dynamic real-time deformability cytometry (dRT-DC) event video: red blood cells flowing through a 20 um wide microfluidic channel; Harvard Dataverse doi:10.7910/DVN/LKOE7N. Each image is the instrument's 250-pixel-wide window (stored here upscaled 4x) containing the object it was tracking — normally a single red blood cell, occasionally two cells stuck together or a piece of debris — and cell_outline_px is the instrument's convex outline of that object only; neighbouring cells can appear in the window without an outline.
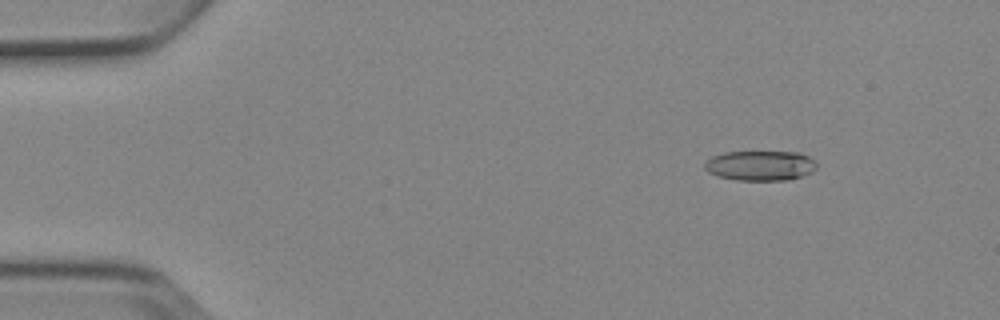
{"species": "Egyptian fruit bat (a non-hibernating species)", "species_latin": "Rousettus aegyptiacus", "temperature_condition": "cold", "stored_images_in_passage": 5, "camera_frame_rate_fps": 3000, "um_per_image_px": 0.085, "animal": {"sex": "female"}, "frame": {"image": 1, "passage_image": 2, "time_ms": 1.0, "image_size_px": [1000, 320], "cell_outline_px": [[816, 168], [812, 172], [788, 180], [736, 180], [716, 176], [708, 172], [704, 168], [704, 164], [712, 156], [724, 152], [800, 152], [816, 160]], "centroid_in_image_um": [64.62, 14.07], "position_along_channel_um": 20.4, "area_um2": 19.65}}
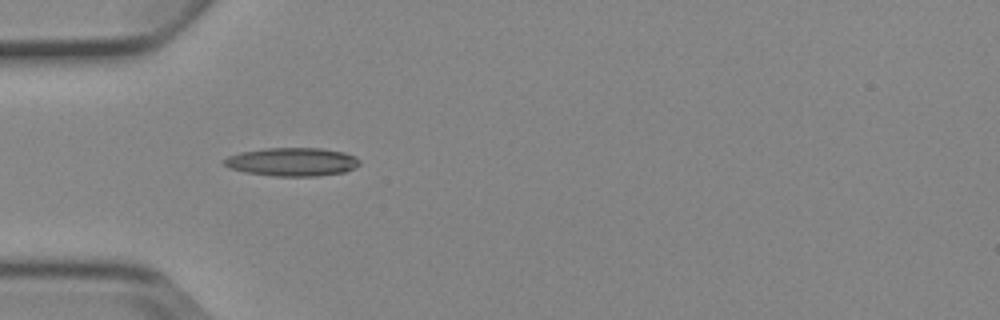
{"frame": {"image": 2, "passage_image": 4, "time_ms": 4.333, "image_size_px": [1000, 320], "cell_outline_px": [[360, 164], [344, 172], [316, 176], [272, 176], [244, 172], [232, 168], [224, 164], [220, 160], [228, 156], [240, 152], [264, 148], [320, 148], [344, 152], [356, 156], [360, 160]], "centroid_in_image_um": [24.82, 13.75], "position_along_channel_um": 60.2, "area_um2": 22.48}}
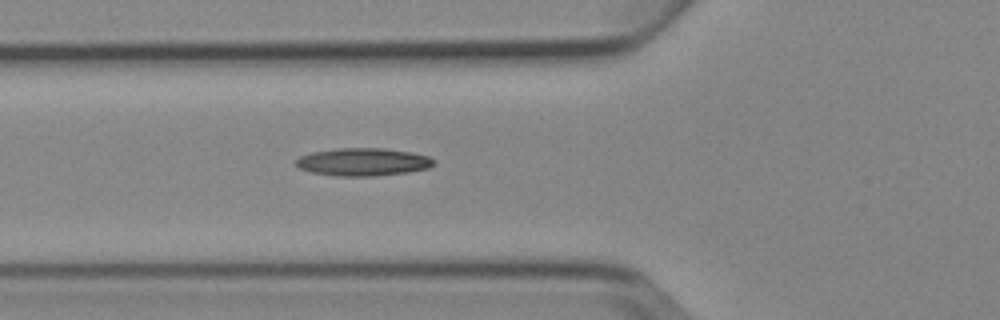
{"frame": {"image": 3, "passage_image": 5, "time_ms": 5.333, "image_size_px": [1000, 320], "cell_outline_px": [[436, 164], [428, 168], [408, 172], [376, 176], [336, 176], [312, 172], [300, 168], [296, 164], [296, 160], [300, 156], [312, 152], [336, 148], [384, 148], [412, 152], [428, 156], [436, 160]], "centroid_in_image_um": [30.9, 13.76], "position_along_channel_um": 94.9, "area_um2": 22.43}}